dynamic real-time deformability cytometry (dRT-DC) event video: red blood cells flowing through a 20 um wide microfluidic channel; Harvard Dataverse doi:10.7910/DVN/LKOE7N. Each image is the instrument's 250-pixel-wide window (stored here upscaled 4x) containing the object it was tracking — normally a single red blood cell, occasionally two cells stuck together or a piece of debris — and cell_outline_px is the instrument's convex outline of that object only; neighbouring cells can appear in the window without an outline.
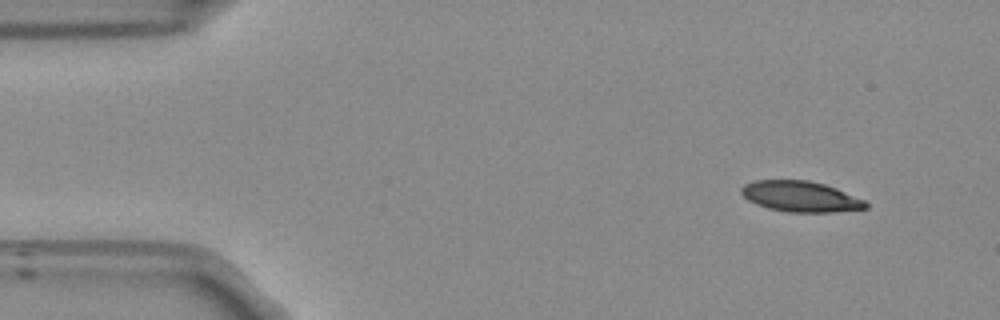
{"species": "Egyptian fruit bat (a non-hibernating species)", "species_latin": "Rousettus aegyptiacus", "temperature_condition": "room temperature", "stored_images_in_passage": 49, "camera_frame_rate_fps": 3000, "um_per_image_px": 0.085, "frame": {"image": 1, "passage_image": 1, "time_ms": 0.0, "image_size_px": [1000, 320], "cell_outline_px": [[868, 208], [832, 212], [788, 212], [768, 208], [756, 204], [748, 200], [740, 192], [740, 188], [744, 184], [752, 180], [808, 180], [824, 184], [836, 188], [864, 200], [868, 204]], "centroid_in_image_um": [68.01, 16.7], "position_along_channel_um": 17.0, "area_um2": 22.25}}
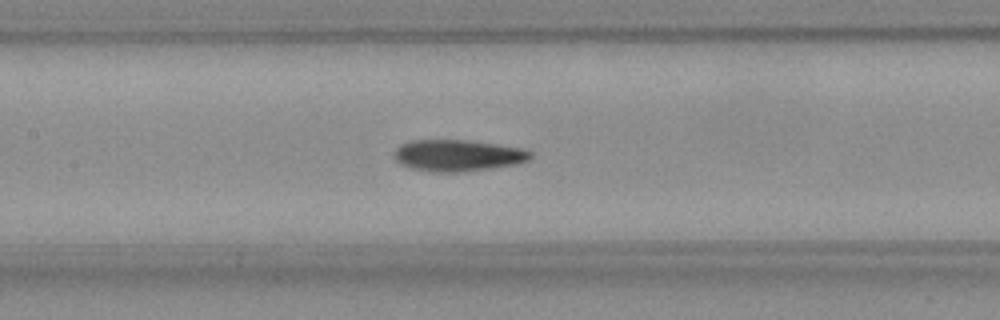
{"frame": {"image": 2, "passage_image": 20, "time_ms": 6.333, "image_size_px": [1000, 320], "cell_outline_px": [[532, 156], [528, 160], [516, 164], [492, 168], [464, 172], [432, 172], [412, 168], [400, 164], [396, 160], [396, 148], [412, 140], [460, 140], [492, 144], [520, 148], [532, 152]], "centroid_in_image_um": [38.92, 13.23], "position_along_channel_um": 168.5, "area_um2": 24.62}}
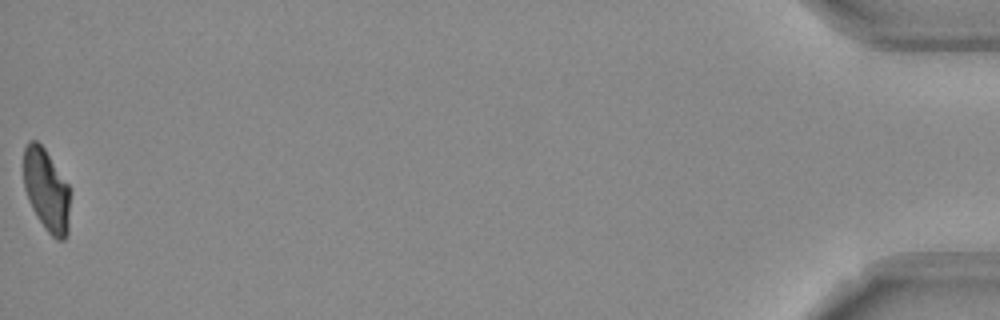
{"frame": {"image": 3, "passage_image": 49, "time_ms": 16.0, "image_size_px": [1000, 320], "cell_outline_px": [[68, 232], [64, 240], [56, 240], [44, 228], [36, 216], [28, 200], [24, 188], [24, 148], [28, 140], [36, 140], [44, 148], [68, 184]], "centroid_in_image_um": [3.92, 16.17], "position_along_channel_um": 431.3, "area_um2": 22.08}, "authors_computed_cell_mechanics": {"area_um2": 23.8136, "velocity_mm_per_s": 3.8089, "shape_relaxation_time_tau1_ms": 8.7677, "shape_relaxation_time_tau2_ms": 4.5743, "deformation_change_tau1": 0.217, "deformation_change_tau2": 0.1118}}